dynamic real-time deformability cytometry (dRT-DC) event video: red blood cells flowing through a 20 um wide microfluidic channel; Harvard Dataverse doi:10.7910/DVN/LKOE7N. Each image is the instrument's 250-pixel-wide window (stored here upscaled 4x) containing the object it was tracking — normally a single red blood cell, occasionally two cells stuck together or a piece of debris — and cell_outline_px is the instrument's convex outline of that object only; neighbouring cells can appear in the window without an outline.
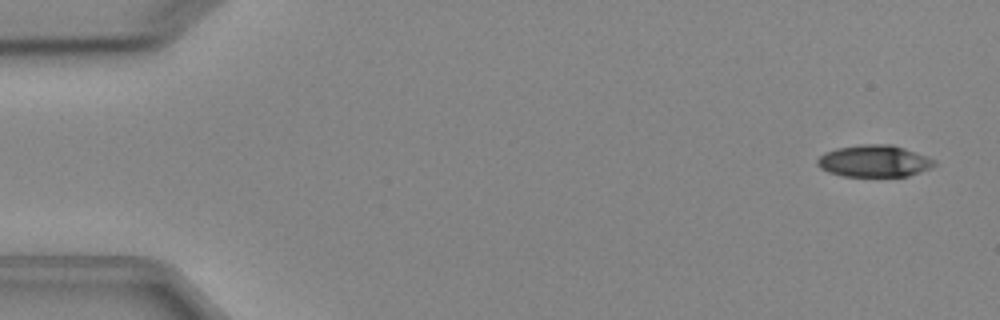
{"species": "Egyptian fruit bat (a non-hibernating species)", "species_latin": "Rousettus aegyptiacus", "temperature_condition": "cold", "stored_images_in_passage": 4, "camera_frame_rate_fps": 3000, "um_per_image_px": 0.085, "animal": {"sex": "female"}, "frame": {"image": 1, "passage_image": 1, "time_ms": 0.0, "image_size_px": [1000, 320], "cell_outline_px": [[936, 164], [932, 168], [908, 176], [844, 176], [828, 172], [820, 168], [816, 164], [816, 160], [824, 152], [836, 148], [860, 144], [892, 144], [928, 156], [936, 160]], "centroid_in_image_um": [74.31, 13.68], "position_along_channel_um": 10.7, "area_um2": 21.96}}